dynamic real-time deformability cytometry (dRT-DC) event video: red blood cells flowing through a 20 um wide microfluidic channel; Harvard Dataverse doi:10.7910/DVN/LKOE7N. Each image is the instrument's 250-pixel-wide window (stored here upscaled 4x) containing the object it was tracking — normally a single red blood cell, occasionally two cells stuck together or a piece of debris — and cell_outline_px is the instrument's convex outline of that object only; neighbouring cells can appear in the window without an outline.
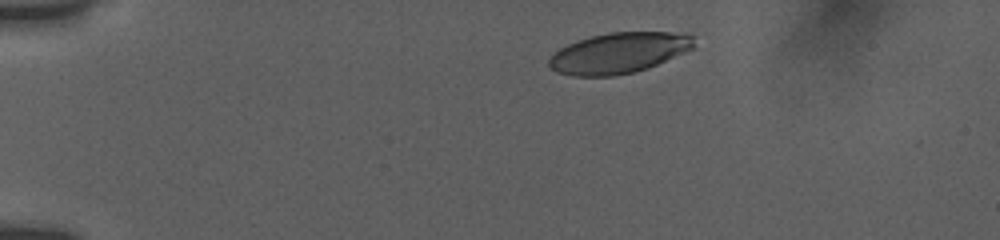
{"species": "human", "species_latin": "Homo sapiens", "temperature_condition": "room temperature", "stored_images_in_passage": 8, "camera_frame_rate_fps": 3000, "um_per_image_px": 0.085, "donor": {"sex": "female"}, "frame": {"image": 1, "passage_image": 1, "time_ms": 0.0, "image_size_px": [1000, 240], "cell_outline_px": [[692, 48], [684, 52], [648, 68], [632, 72], [612, 76], [572, 76], [556, 72], [548, 64], [548, 60], [560, 48], [576, 40], [608, 32], [668, 32], [692, 36]], "centroid_in_image_um": [52.53, 4.51], "position_along_channel_um": 32.5, "area_um2": 33.87}}
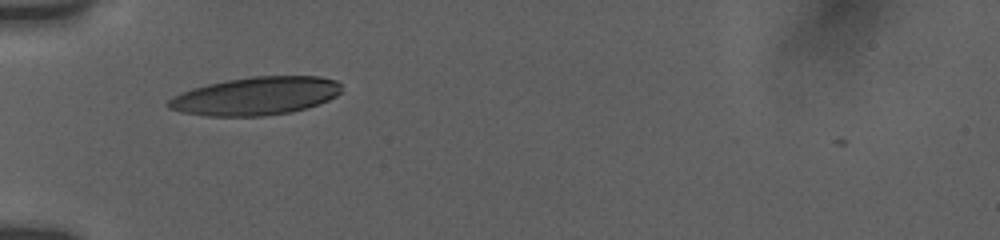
{"frame": {"image": 2, "passage_image": 6, "time_ms": 2.667, "image_size_px": [1000, 240], "cell_outline_px": [[340, 92], [336, 96], [328, 100], [292, 112], [264, 116], [208, 116], [180, 112], [168, 108], [164, 104], [172, 96], [192, 88], [208, 84], [228, 80], [252, 76], [320, 76], [336, 80], [340, 84]], "centroid_in_image_um": [21.7, 8.16], "position_along_channel_um": 63.3, "area_um2": 38.49}}
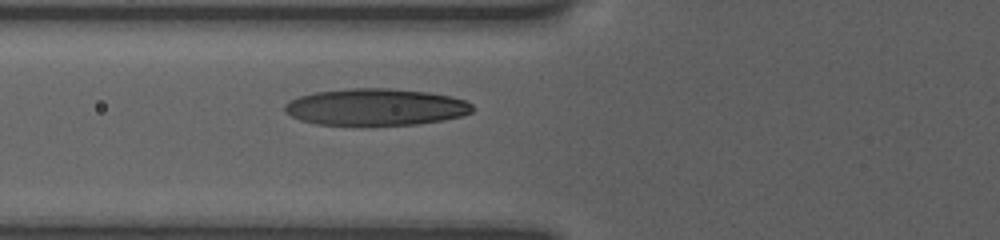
{"frame": {"image": 3, "passage_image": 8, "time_ms": 3.667, "image_size_px": [1000, 240], "cell_outline_px": [[472, 112], [460, 116], [444, 120], [416, 124], [316, 124], [300, 120], [284, 112], [284, 104], [288, 100], [300, 96], [316, 92], [348, 88], [388, 88], [428, 92], [452, 96], [464, 100], [472, 104]], "centroid_in_image_um": [31.92, 9.08], "position_along_channel_um": 93.9, "area_um2": 40.06}}